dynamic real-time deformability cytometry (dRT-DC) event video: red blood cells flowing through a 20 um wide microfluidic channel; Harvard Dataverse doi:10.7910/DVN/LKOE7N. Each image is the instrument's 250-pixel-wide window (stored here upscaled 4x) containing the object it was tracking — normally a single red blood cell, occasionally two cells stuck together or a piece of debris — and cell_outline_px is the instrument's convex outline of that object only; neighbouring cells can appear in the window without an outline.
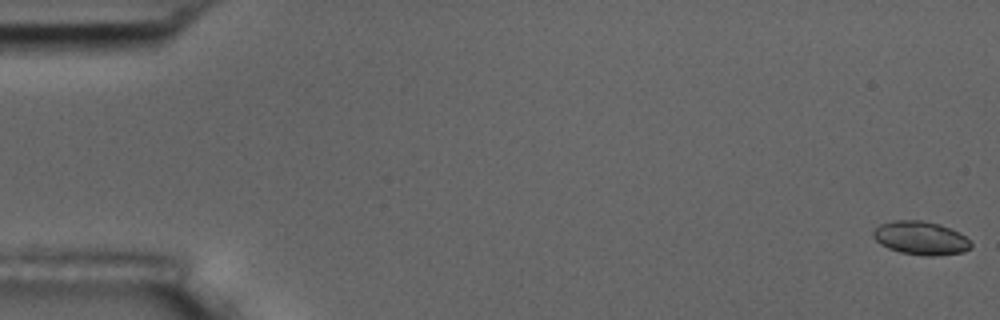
{"species": "common noctule bat (a hibernating species)", "species_latin": "Nyctalus noctula", "temperature_condition": "room temperature", "stored_images_in_passage": 57, "camera_frame_rate_fps": 3000, "um_per_image_px": 0.085, "animal": {"sex": "male", "body_mass_g": 17.5, "forearm_length_mm": 52.3}, "frame": {"image": 1, "passage_image": 1, "time_ms": 0.0, "image_size_px": [1000, 320], "cell_outline_px": [[972, 248], [964, 252], [932, 256], [924, 256], [900, 252], [888, 248], [880, 244], [872, 236], [872, 232], [880, 224], [892, 220], [924, 220], [940, 224], [960, 232], [972, 240]], "centroid_in_image_um": [78.3, 20.23], "position_along_channel_um": 6.7, "area_um2": 19.42}}
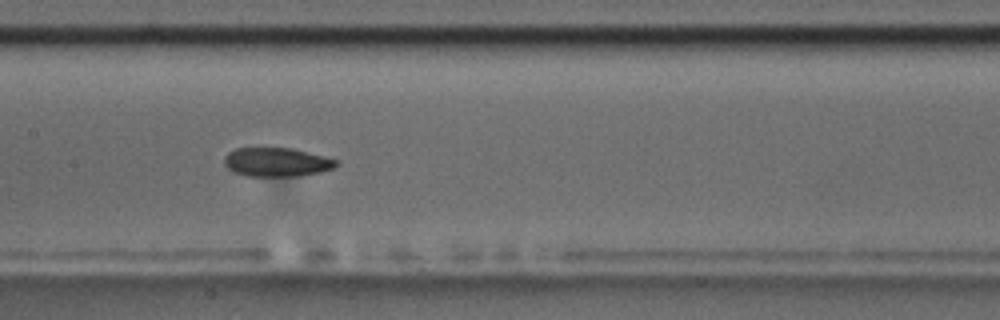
{"frame": {"image": 2, "passage_image": 28, "time_ms": 9.0, "image_size_px": [1000, 320], "cell_outline_px": [[340, 164], [332, 168], [320, 172], [296, 176], [248, 176], [232, 172], [224, 164], [224, 156], [228, 152], [236, 148], [292, 148], [324, 156], [336, 160]], "centroid_in_image_um": [23.49, 13.78], "position_along_channel_um": 183.9, "area_um2": 18.84}}
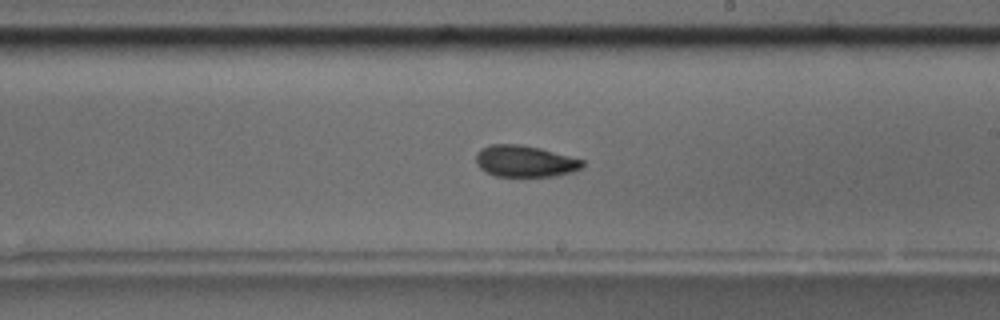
{"frame": {"image": 3, "passage_image": 33, "time_ms": 10.667, "image_size_px": [1000, 320], "cell_outline_px": [[584, 168], [572, 172], [556, 176], [496, 176], [484, 172], [476, 164], [476, 152], [480, 148], [492, 144], [520, 144], [540, 148], [584, 160]], "centroid_in_image_um": [44.61, 13.7], "position_along_channel_um": 244.4, "area_um2": 19.77}, "authors_computed_cell_mechanics": {"area_um2": 19.4786, "velocity_mm_per_s": 3.6438, "shape_relaxation_time_tau1_ms": null, "shape_relaxation_time_tau2_ms": 3.4349, "deformation_change_tau1": null, "deformation_change_tau2": 0.0918}}